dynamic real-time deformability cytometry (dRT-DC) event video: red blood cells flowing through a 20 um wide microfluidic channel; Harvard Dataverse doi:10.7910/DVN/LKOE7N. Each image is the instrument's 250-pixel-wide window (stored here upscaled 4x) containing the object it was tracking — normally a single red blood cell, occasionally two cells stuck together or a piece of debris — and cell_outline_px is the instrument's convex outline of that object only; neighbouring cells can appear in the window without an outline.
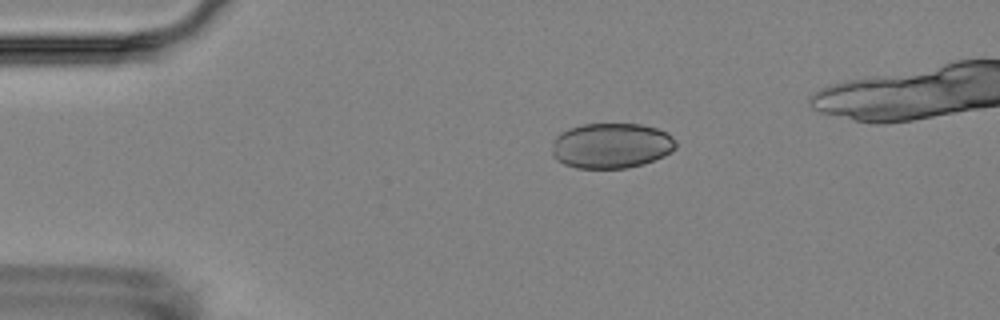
{"species": "Egyptian fruit bat (a non-hibernating species)", "species_latin": "Rousettus aegyptiacus", "temperature_condition": "room temperature", "stored_images_in_passage": 6, "camera_frame_rate_fps": 3000, "um_per_image_px": 0.085, "animal": {"sex": "female"}, "frame": {"image": 1, "passage_image": 4, "time_ms": 3.333, "image_size_px": [1000, 320], "cell_outline_px": [[676, 148], [672, 152], [664, 156], [644, 164], [628, 168], [576, 168], [564, 164], [556, 160], [552, 156], [552, 140], [560, 132], [568, 128], [584, 124], [640, 124], [656, 128], [668, 132], [676, 140]], "centroid_in_image_um": [51.96, 12.38], "position_along_channel_um": 33.0, "area_um2": 33.18}}